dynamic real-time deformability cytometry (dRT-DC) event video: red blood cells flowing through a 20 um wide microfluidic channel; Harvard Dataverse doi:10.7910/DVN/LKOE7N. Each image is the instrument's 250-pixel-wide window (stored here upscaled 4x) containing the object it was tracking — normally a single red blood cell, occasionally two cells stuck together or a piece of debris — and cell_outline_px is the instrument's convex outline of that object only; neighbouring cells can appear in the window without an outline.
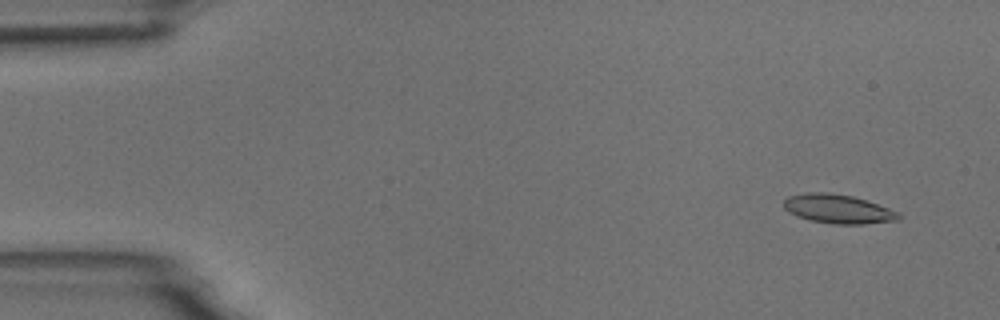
{"species": "common noctule bat (a hibernating species)", "species_latin": "Nyctalus noctula", "temperature_condition": "room temperature", "stored_images_in_passage": 6, "camera_frame_rate_fps": 3000, "um_per_image_px": 0.085, "animal": {"sex": "male", "body_mass_g": 18.8}, "frame": {"image": 1, "passage_image": 1, "time_ms": 0.0, "image_size_px": [1000, 320], "cell_outline_px": [[900, 220], [864, 224], [832, 224], [812, 220], [796, 216], [788, 212], [784, 208], [784, 200], [788, 196], [804, 192], [828, 192], [852, 196], [900, 212]], "centroid_in_image_um": [71.21, 17.76], "position_along_channel_um": 13.8, "area_um2": 19.42}}
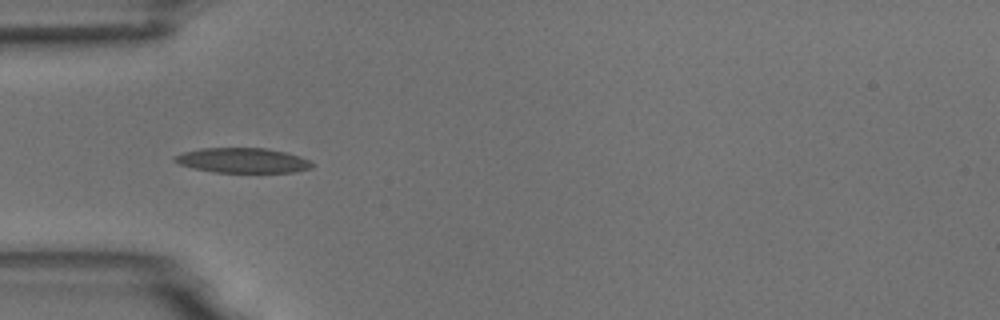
{"frame": {"image": 2, "passage_image": 4, "time_ms": 4.333, "image_size_px": [1000, 320], "cell_outline_px": [[312, 168], [292, 172], [212, 172], [192, 168], [180, 164], [172, 160], [172, 156], [184, 152], [200, 148], [268, 148], [288, 152], [300, 156], [308, 160], [312, 164]], "centroid_in_image_um": [20.59, 13.63], "position_along_channel_um": 64.4, "area_um2": 20.06}}